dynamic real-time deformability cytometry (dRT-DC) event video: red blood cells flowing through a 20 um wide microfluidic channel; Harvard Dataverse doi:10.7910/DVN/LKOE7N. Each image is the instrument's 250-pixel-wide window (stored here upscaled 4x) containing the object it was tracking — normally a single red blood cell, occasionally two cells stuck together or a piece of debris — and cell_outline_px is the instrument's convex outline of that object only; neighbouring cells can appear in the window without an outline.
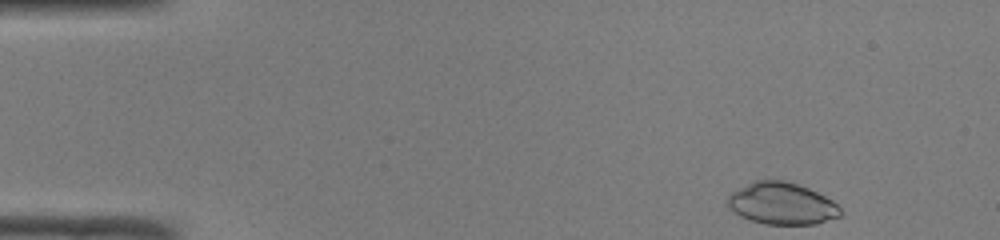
{"species": "common noctule bat (a hibernating species)", "species_latin": "Nyctalus noctula", "temperature_condition": "room temperature", "stored_images_in_passage": 45, "camera_frame_rate_fps": 3000, "um_per_image_px": 0.085, "animal": {"sex": "male", "body_mass_g": 19.0, "forearm_length_mm": 50.8}, "frame": {"image": 1, "passage_image": 1, "time_ms": 0.0, "image_size_px": [1000, 240], "cell_outline_px": [[844, 212], [840, 216], [816, 224], [764, 224], [740, 216], [732, 212], [728, 204], [728, 196], [732, 192], [756, 180], [784, 180], [808, 188], [832, 200]], "centroid_in_image_um": [66.47, 17.31], "position_along_channel_um": 18.5, "area_um2": 27.34}}
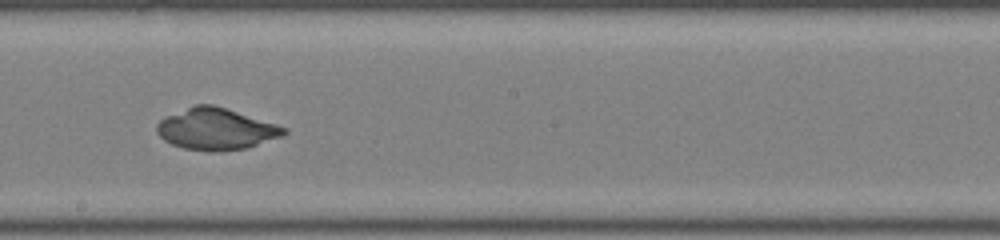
{"frame": {"image": 2, "passage_image": 24, "time_ms": 7.667, "image_size_px": [1000, 240], "cell_outline_px": [[288, 132], [280, 136], [248, 148], [220, 152], [208, 152], [184, 148], [172, 144], [164, 140], [156, 132], [156, 124], [164, 116], [192, 104], [212, 104], [276, 124], [288, 128]], "centroid_in_image_um": [18.31, 10.97], "position_along_channel_um": 229.9, "area_um2": 30.98}}
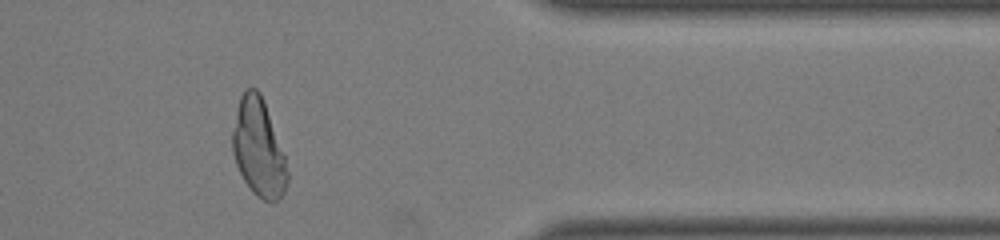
{"frame": {"image": 3, "passage_image": 37, "time_ms": 12.0, "image_size_px": [1000, 240], "cell_outline_px": [[288, 180], [284, 192], [272, 204], [256, 196], [252, 192], [244, 180], [236, 164], [232, 152], [232, 132], [236, 112], [240, 96], [248, 88], [256, 88], [260, 92], [264, 100], [284, 156], [288, 172]], "centroid_in_image_um": [21.96, 12.59], "position_along_channel_um": 389.4, "area_um2": 30.98}}